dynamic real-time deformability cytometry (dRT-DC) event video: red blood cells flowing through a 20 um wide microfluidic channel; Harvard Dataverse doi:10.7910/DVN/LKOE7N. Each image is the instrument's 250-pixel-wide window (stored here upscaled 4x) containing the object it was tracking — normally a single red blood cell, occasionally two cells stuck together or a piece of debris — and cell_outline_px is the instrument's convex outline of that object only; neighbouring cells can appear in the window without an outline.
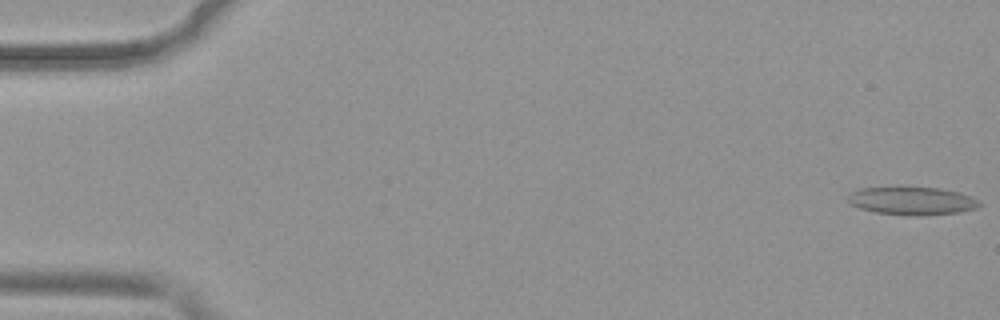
{"species": "common noctule bat (a hibernating species)", "species_latin": "Nyctalus noctula", "temperature_condition": "warm", "stored_images_in_passage": 52, "camera_frame_rate_fps": 3000, "um_per_image_px": 0.085, "animal": {"sex": "female", "body_mass_g": 19.9}, "frame": {"image": 1, "passage_image": 1, "time_ms": 0.0, "image_size_px": [1000, 320], "cell_outline_px": [[980, 204], [976, 208], [956, 212], [876, 212], [860, 208], [848, 204], [848, 192], [860, 188], [936, 188], [956, 192], [972, 196], [980, 200]], "centroid_in_image_um": [77.46, 17.01], "position_along_channel_um": 7.5, "area_um2": 19.94}}
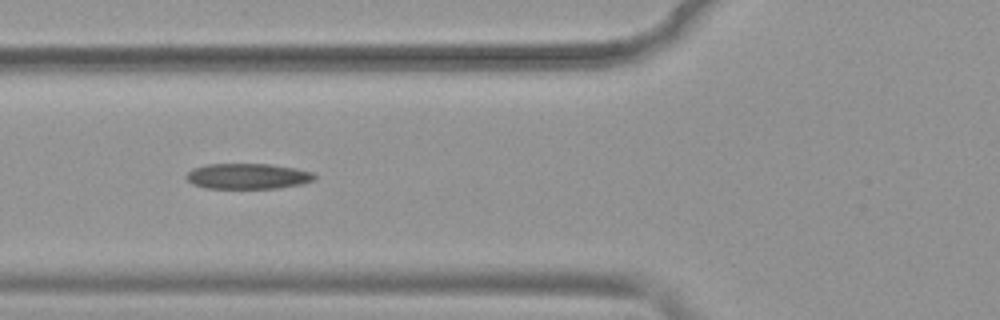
{"frame": {"image": 2, "passage_image": 20, "time_ms": 6.333, "image_size_px": [1000, 320], "cell_outline_px": [[316, 180], [304, 184], [280, 188], [204, 188], [192, 184], [184, 176], [192, 168], [208, 164], [272, 164], [296, 168], [312, 172], [316, 176]], "centroid_in_image_um": [21.08, 14.98], "position_along_channel_um": 104.7, "area_um2": 19.36}}
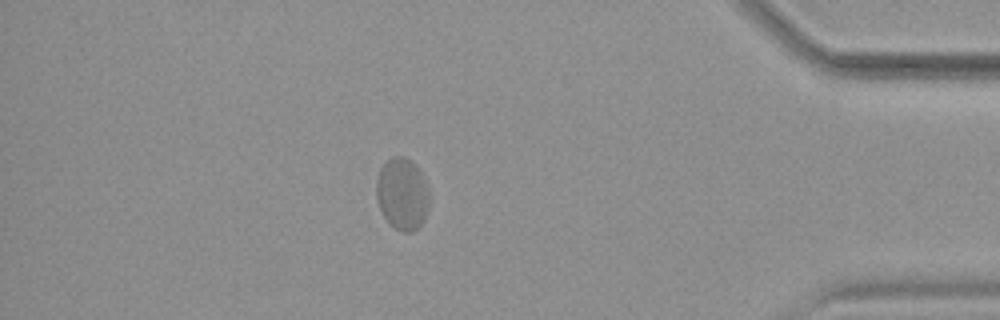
{"frame": {"image": 3, "passage_image": 46, "time_ms": 15.0, "image_size_px": [1000, 320], "cell_outline_px": [[428, 208], [424, 220], [412, 232], [400, 232], [388, 224], [380, 208], [376, 196], [376, 180], [380, 168], [392, 156], [404, 156], [420, 172], [424, 180], [428, 192]], "centroid_in_image_um": [34.16, 16.52], "position_along_channel_um": 401.0, "area_um2": 21.96}, "authors_computed_cell_mechanics": {"area_um2": 20.4901, "velocity_mm_per_s": 3.8513, "shape_relaxation_time_tau1_ms": null, "shape_relaxation_time_tau2_ms": 1.8682, "deformation_change_tau1": null, "deformation_change_tau2": 0.0722}}